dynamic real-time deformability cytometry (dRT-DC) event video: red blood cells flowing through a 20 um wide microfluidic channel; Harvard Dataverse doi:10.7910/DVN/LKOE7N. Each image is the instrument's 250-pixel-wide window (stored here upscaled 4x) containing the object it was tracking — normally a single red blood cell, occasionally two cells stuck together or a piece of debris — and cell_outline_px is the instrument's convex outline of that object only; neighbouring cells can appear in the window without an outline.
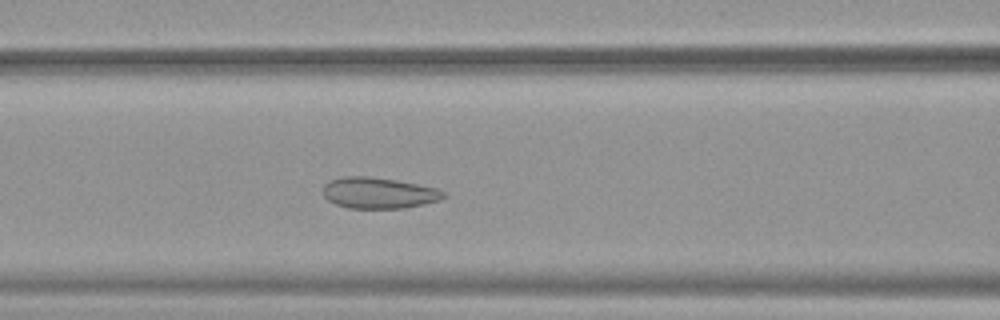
{"species": "common noctule bat (a hibernating species)", "species_latin": "Nyctalus noctula", "temperature_condition": "warm", "stored_images_in_passage": 48, "camera_frame_rate_fps": 3000, "um_per_image_px": 0.085, "animal": {"sex": "female", "body_mass_g": 19.9}, "frame": {"image": 1, "passage_image": 18, "time_ms": 5.667, "image_size_px": [1000, 320], "cell_outline_px": [[448, 196], [440, 200], [424, 204], [404, 208], [348, 208], [336, 204], [328, 200], [324, 196], [324, 184], [328, 180], [344, 176], [368, 176], [396, 180], [436, 188], [444, 192]], "centroid_in_image_um": [32.18, 16.4], "position_along_channel_um": 134.4, "area_um2": 21.85}}
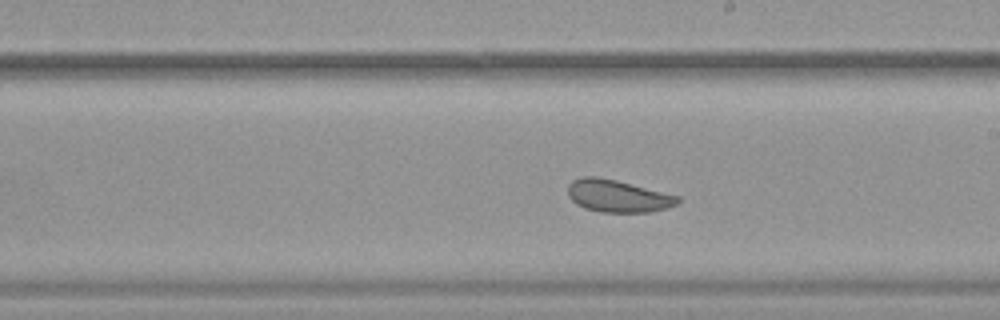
{"frame": {"image": 2, "passage_image": 26, "time_ms": 8.333, "image_size_px": [1000, 320], "cell_outline_px": [[680, 200], [676, 204], [652, 212], [600, 212], [584, 208], [576, 204], [568, 196], [568, 184], [572, 180], [580, 176], [596, 176], [616, 180], [680, 196]], "centroid_in_image_um": [52.47, 16.65], "position_along_channel_um": 236.5, "area_um2": 20.75}}
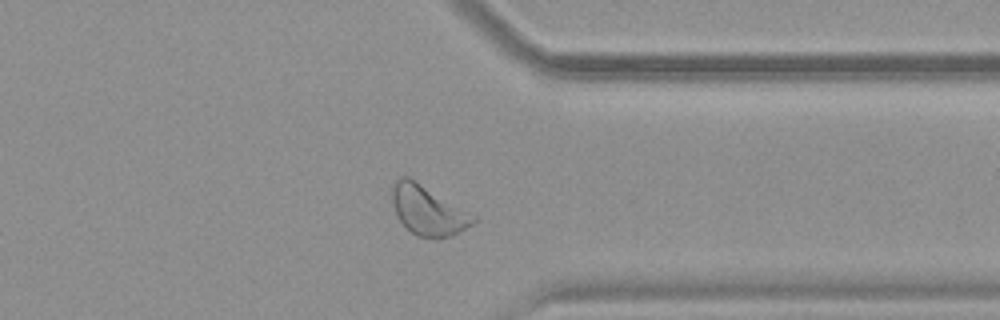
{"frame": {"image": 3, "passage_image": 37, "time_ms": 12.0, "image_size_px": [1000, 320], "cell_outline_px": [[476, 220], [472, 224], [452, 236], [436, 240], [416, 236], [400, 220], [396, 212], [388, 192], [392, 184], [400, 176], [408, 176], [476, 216]], "centroid_in_image_um": [36.33, 17.89], "position_along_channel_um": 375.1, "area_um2": 23.52}, "authors_computed_cell_mechanics": {"area_um2": 24.565, "velocity_mm_per_s": 3.8417, "shape_relaxation_time_tau1_ms": 5.0554, "shape_relaxation_time_tau2_ms": 1.291, "deformation_change_tau1": 0.069, "deformation_change_tau2": 0.06}}